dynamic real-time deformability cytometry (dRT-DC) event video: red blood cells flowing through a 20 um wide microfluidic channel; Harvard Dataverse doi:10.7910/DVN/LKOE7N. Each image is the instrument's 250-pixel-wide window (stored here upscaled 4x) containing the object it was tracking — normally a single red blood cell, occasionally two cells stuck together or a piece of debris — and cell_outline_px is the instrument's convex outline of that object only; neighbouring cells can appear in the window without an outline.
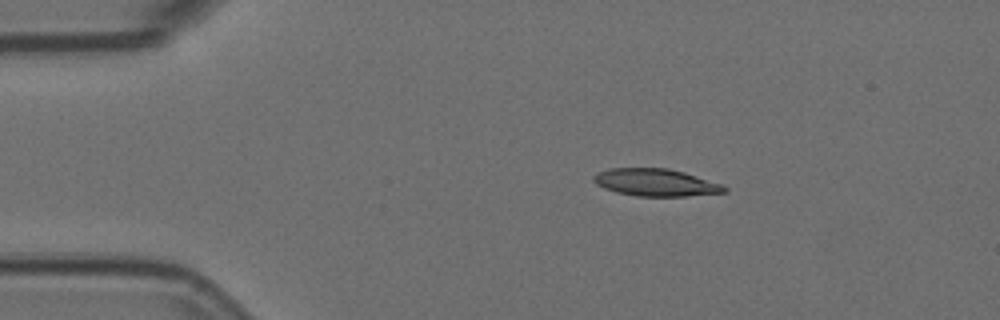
{"species": "Egyptian fruit bat (a non-hibernating species)", "species_latin": "Rousettus aegyptiacus", "temperature_condition": "room temperature", "stored_images_in_passage": 6, "camera_frame_rate_fps": 3000, "um_per_image_px": 0.085, "animal": {"sex": "female"}, "frame": {"image": 1, "passage_image": 2, "time_ms": 0.333, "image_size_px": [1000, 320], "cell_outline_px": [[728, 192], [688, 196], [636, 196], [616, 192], [604, 188], [596, 184], [592, 180], [592, 176], [596, 172], [608, 168], [668, 168], [684, 172], [724, 184], [728, 188]], "centroid_in_image_um": [55.74, 15.51], "position_along_channel_um": 29.3, "area_um2": 21.15}}
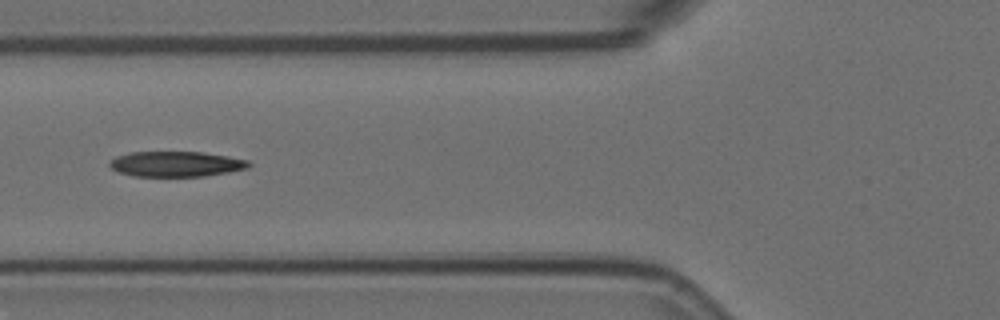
{"frame": {"image": 2, "passage_image": 5, "time_ms": 1.333, "image_size_px": [1000, 320], "cell_outline_px": [[252, 164], [248, 168], [228, 172], [204, 176], [136, 176], [120, 172], [112, 168], [108, 164], [116, 156], [128, 152], [200, 152], [228, 156], [248, 160]], "centroid_in_image_um": [14.99, 13.93], "position_along_channel_um": 110.8, "area_um2": 20.4}}
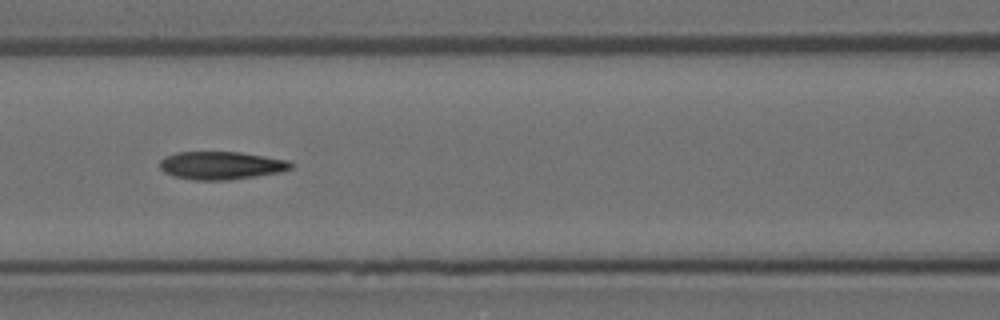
{"frame": {"image": 3, "passage_image": 6, "time_ms": 1.667, "image_size_px": [1000, 320], "cell_outline_px": [[292, 168], [280, 172], [256, 176], [228, 180], [196, 180], [172, 176], [164, 172], [160, 168], [160, 160], [164, 156], [176, 152], [240, 152], [288, 160], [292, 164]], "centroid_in_image_um": [18.76, 14.06], "position_along_channel_um": 147.8, "area_um2": 21.39}}